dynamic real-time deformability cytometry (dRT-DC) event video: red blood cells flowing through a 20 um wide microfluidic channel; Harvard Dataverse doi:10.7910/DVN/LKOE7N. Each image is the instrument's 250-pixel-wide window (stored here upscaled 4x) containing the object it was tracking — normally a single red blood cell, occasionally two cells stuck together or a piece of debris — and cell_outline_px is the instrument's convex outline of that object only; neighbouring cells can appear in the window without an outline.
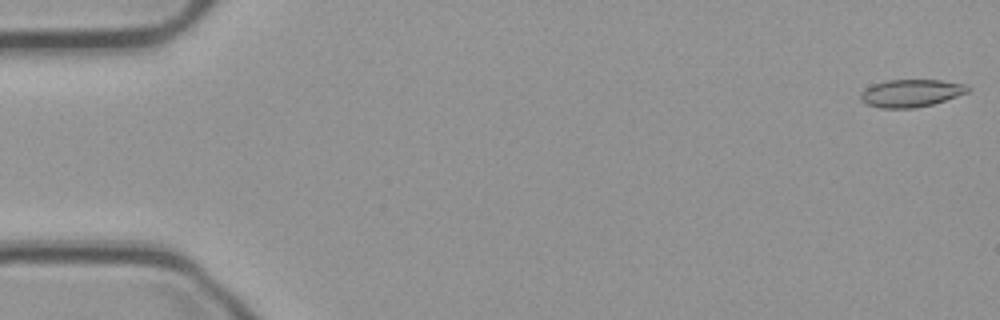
{"species": "common noctule bat (a hibernating species)", "species_latin": "Nyctalus noctula", "temperature_condition": "cold", "stored_images_in_passage": 55, "camera_frame_rate_fps": 3000, "um_per_image_px": 0.085, "animal": {"sex": "male", "body_mass_g": 23.1, "forearm_length_mm": 52.7}, "frame": {"image": 1, "passage_image": 1, "time_ms": 0.0, "image_size_px": [1000, 320], "cell_outline_px": [[972, 88], [968, 92], [932, 104], [916, 108], [880, 108], [868, 104], [860, 100], [860, 92], [872, 84], [884, 80], [940, 80], [968, 84]], "centroid_in_image_um": [77.43, 7.9], "position_along_channel_um": 7.6, "area_um2": 17.34}}
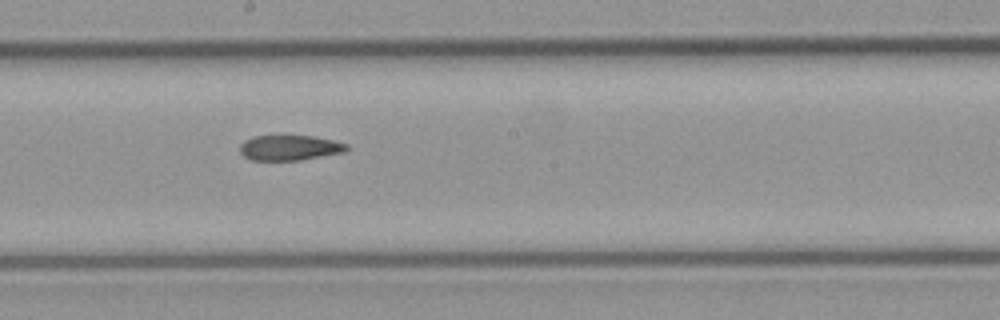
{"frame": {"image": 2, "passage_image": 30, "time_ms": 9.667, "image_size_px": [1000, 320], "cell_outline_px": [[348, 148], [344, 152], [300, 160], [252, 160], [244, 156], [240, 152], [240, 144], [244, 140], [252, 136], [280, 132], [312, 136], [332, 140], [348, 144]], "centroid_in_image_um": [24.56, 12.5], "position_along_channel_um": 223.6, "area_um2": 16.47}}
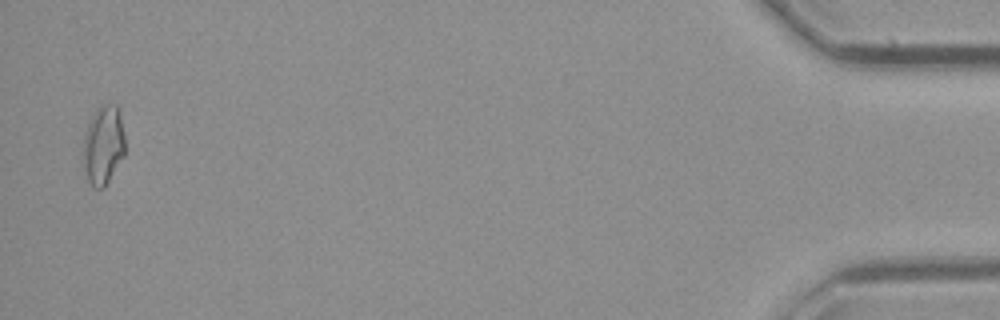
{"frame": {"image": 3, "passage_image": 54, "time_ms": 17.667, "image_size_px": [1000, 320], "cell_outline_px": [[124, 156], [104, 188], [92, 188], [88, 180], [84, 168], [84, 136], [88, 124], [96, 108], [100, 104], [116, 104], [120, 112], [124, 136]], "centroid_in_image_um": [8.79, 12.32], "position_along_channel_um": 426.4, "area_um2": 19.25}, "authors_computed_cell_mechanics": {"area_um2": 17.2244, "velocity_mm_per_s": 3.7362, "shape_relaxation_time_tau1_ms": null, "shape_relaxation_time_tau2_ms": 6.1957, "deformation_change_tau1": null, "deformation_change_tau2": 0.1347}}